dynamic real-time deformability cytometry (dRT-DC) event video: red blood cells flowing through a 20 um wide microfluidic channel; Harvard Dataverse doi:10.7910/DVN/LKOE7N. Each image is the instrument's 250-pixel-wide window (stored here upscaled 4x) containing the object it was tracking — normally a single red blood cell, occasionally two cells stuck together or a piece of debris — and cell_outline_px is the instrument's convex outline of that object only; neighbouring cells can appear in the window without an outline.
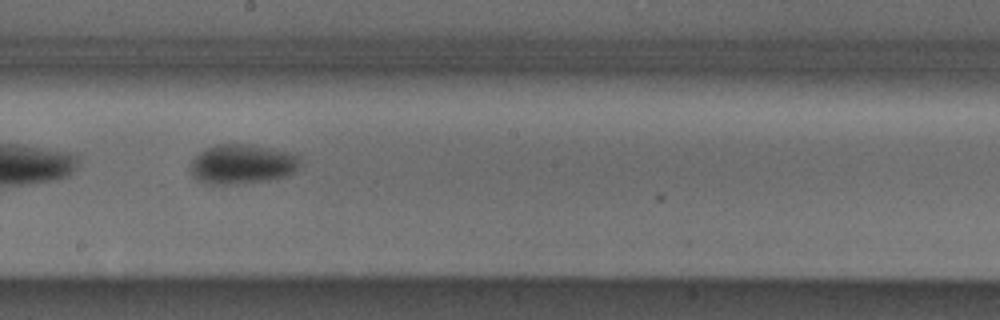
{"species": "Egyptian fruit bat (a non-hibernating species)", "species_latin": "Rousettus aegyptiacus", "temperature_condition": "cold", "stored_images_in_passage": 18, "camera_frame_rate_fps": 3000, "um_per_image_px": 0.085, "animal": {"sex": "male"}, "frame": {"image": 1, "passage_image": 13, "time_ms": 4.0, "image_size_px": [1000, 320], "cell_outline_px": [[300, 164], [296, 172], [284, 176], [268, 180], [232, 184], [204, 184], [196, 180], [192, 176], [192, 160], [204, 148], [216, 144], [252, 144], [288, 152], [296, 156], [300, 160]], "centroid_in_image_um": [20.56, 13.95], "position_along_channel_um": 227.6, "area_um2": 25.32}}